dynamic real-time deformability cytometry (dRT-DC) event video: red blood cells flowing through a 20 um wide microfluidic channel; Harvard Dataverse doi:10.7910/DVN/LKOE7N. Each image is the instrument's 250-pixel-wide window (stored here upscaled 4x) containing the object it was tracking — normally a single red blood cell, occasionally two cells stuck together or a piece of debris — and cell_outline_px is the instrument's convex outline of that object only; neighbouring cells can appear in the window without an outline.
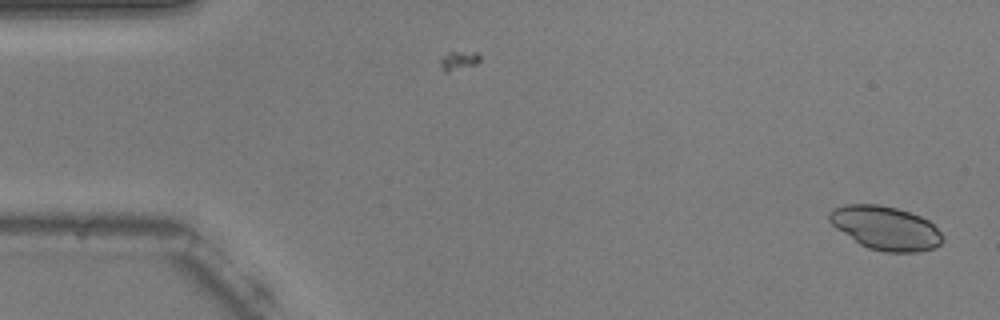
{"species": "common noctule bat (a hibernating species)", "species_latin": "Nyctalus noctula", "temperature_condition": "warm", "stored_images_in_passage": 53, "camera_frame_rate_fps": 3000, "um_per_image_px": 0.085, "animal": {"sex": "male", "body_mass_g": 20.5, "forearm_length_mm": 52.5}, "frame": {"image": 1, "passage_image": 1, "time_ms": 0.0, "image_size_px": [1000, 320], "cell_outline_px": [[944, 240], [940, 244], [932, 248], [916, 252], [884, 252], [868, 248], [860, 244], [836, 228], [828, 220], [828, 212], [832, 208], [844, 204], [880, 204], [896, 208], [920, 216], [928, 220], [944, 236]], "centroid_in_image_um": [75.25, 19.37], "position_along_channel_um": 9.8, "area_um2": 28.84}}
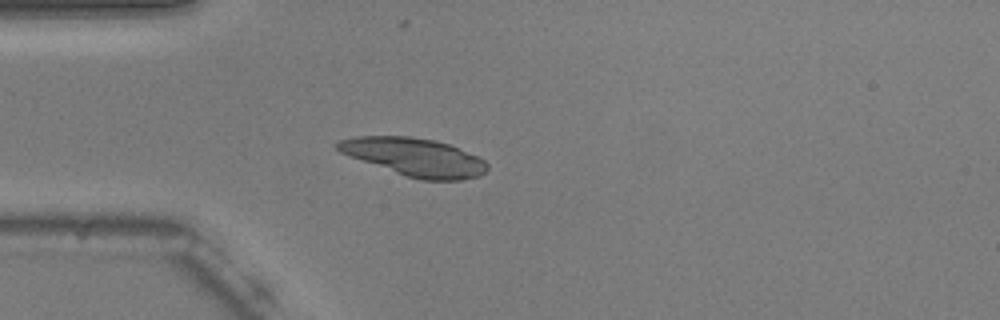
{"frame": {"image": 2, "passage_image": 14, "time_ms": 4.333, "image_size_px": [1000, 320], "cell_outline_px": [[488, 168], [480, 176], [460, 180], [420, 180], [404, 176], [340, 152], [332, 144], [340, 140], [356, 136], [412, 136], [436, 140], [448, 144], [476, 156], [484, 160], [488, 164]], "centroid_in_image_um": [35.22, 13.35], "position_along_channel_um": 49.8, "area_um2": 33.06}}